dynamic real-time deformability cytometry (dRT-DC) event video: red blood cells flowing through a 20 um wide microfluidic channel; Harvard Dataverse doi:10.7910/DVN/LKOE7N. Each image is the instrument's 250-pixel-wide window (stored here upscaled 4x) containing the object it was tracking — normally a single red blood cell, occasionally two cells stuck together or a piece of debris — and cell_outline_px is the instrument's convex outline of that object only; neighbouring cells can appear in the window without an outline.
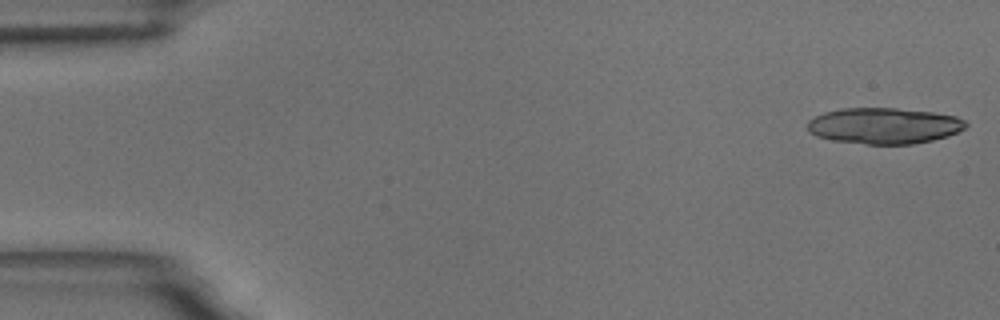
{"species": "common noctule bat (a hibernating species)", "species_latin": "Nyctalus noctula", "temperature_condition": "room temperature", "stored_images_in_passage": 5, "camera_frame_rate_fps": 3000, "um_per_image_px": 0.085, "animal": {"sex": "male", "body_mass_g": 18.8}, "frame": {"image": 1, "passage_image": 1, "time_ms": 0.0, "image_size_px": [1000, 320], "cell_outline_px": [[968, 124], [964, 128], [948, 136], [932, 140], [912, 144], [864, 144], [832, 140], [816, 136], [808, 132], [808, 120], [824, 112], [840, 108], [896, 108], [932, 112], [956, 116], [964, 120]], "centroid_in_image_um": [75.12, 10.69], "position_along_channel_um": 9.9, "area_um2": 33.29}}